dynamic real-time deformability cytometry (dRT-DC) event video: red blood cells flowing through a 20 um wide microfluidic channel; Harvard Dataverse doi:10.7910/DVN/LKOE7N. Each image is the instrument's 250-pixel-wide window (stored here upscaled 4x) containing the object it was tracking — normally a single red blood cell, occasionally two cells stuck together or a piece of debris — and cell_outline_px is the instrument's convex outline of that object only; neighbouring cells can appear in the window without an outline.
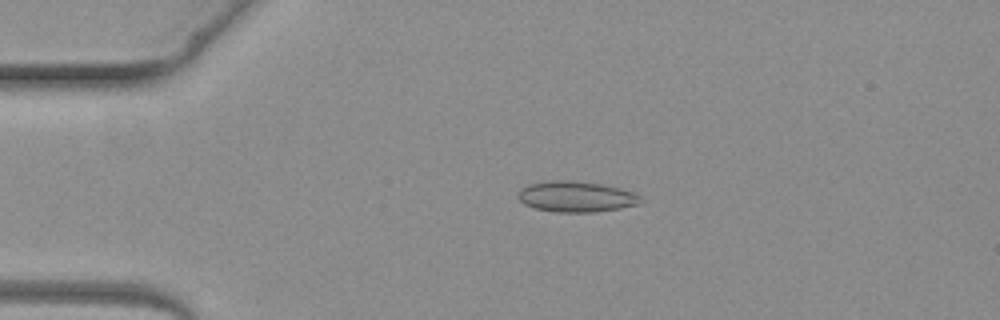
{"species": "common noctule bat (a hibernating species)", "species_latin": "Nyctalus noctula", "temperature_condition": "warm", "stored_images_in_passage": 5, "camera_frame_rate_fps": 3000, "um_per_image_px": 0.085, "animal": {"sex": "female", "body_mass_g": 19.3, "forearm_length_mm": 54.1}, "frame": {"image": 1, "passage_image": 3, "time_ms": 2.333, "image_size_px": [1000, 320], "cell_outline_px": [[644, 200], [640, 204], [620, 208], [596, 212], [556, 212], [532, 208], [524, 204], [516, 196], [520, 188], [528, 184], [552, 180], [568, 180], [600, 184], [620, 188], [632, 192], [640, 196]], "centroid_in_image_um": [48.95, 16.72], "position_along_channel_um": 36.1, "area_um2": 22.14}}
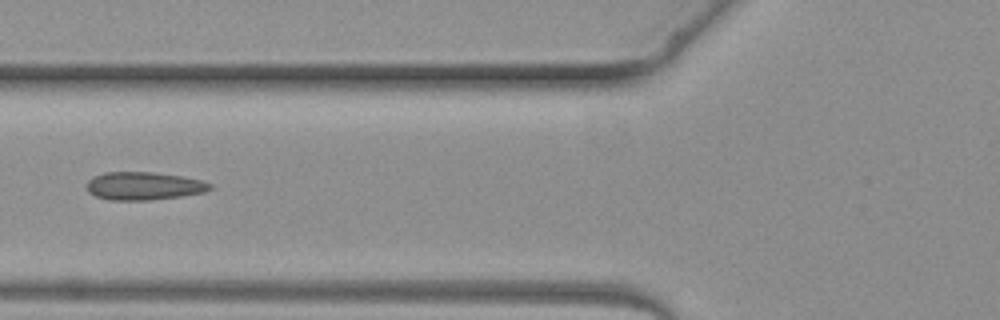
{"frame": {"image": 2, "passage_image": 5, "time_ms": 4.667, "image_size_px": [1000, 320], "cell_outline_px": [[212, 188], [204, 192], [180, 196], [152, 200], [108, 200], [96, 196], [88, 192], [88, 180], [92, 176], [104, 172], [152, 172], [180, 176], [200, 180], [212, 184]], "centroid_in_image_um": [12.19, 15.8], "position_along_channel_um": 113.6, "area_um2": 20.06}}